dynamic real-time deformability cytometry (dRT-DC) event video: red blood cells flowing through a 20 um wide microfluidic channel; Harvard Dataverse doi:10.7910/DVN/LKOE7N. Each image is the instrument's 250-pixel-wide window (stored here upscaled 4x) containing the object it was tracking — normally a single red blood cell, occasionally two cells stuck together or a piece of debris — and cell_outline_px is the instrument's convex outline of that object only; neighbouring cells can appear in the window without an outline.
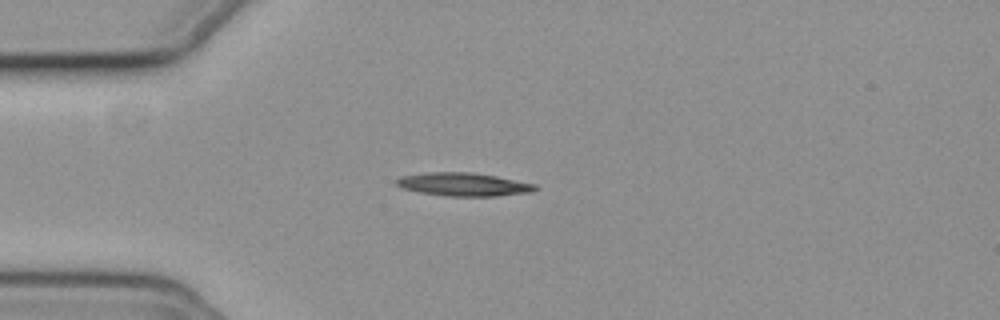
{"species": "common noctule bat (a hibernating species)", "species_latin": "Nyctalus noctula", "temperature_condition": "cold", "stored_images_in_passage": 42, "camera_frame_rate_fps": 3000, "um_per_image_px": 0.085, "animal": {"sex": "female", "body_mass_g": 19.3, "forearm_length_mm": 54.1}, "frame": {"image": 1, "passage_image": 1, "time_ms": 0.0, "image_size_px": [1000, 320], "cell_outline_px": [[536, 188], [532, 192], [496, 196], [448, 196], [420, 192], [404, 188], [396, 184], [396, 180], [404, 176], [428, 172], [472, 172], [496, 176], [536, 184]], "centroid_in_image_um": [39.44, 15.67], "position_along_channel_um": 45.6, "area_um2": 18.55}}
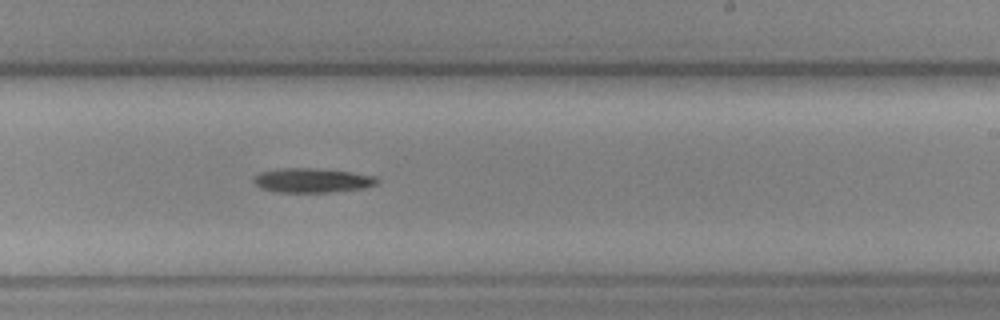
{"frame": {"image": 2, "passage_image": 20, "time_ms": 6.333, "image_size_px": [1000, 320], "cell_outline_px": [[380, 180], [376, 184], [364, 188], [328, 192], [276, 192], [260, 188], [252, 180], [260, 172], [280, 168], [316, 168], [348, 172], [376, 176]], "centroid_in_image_um": [26.53, 15.33], "position_along_channel_um": 262.5, "area_um2": 17.46}}
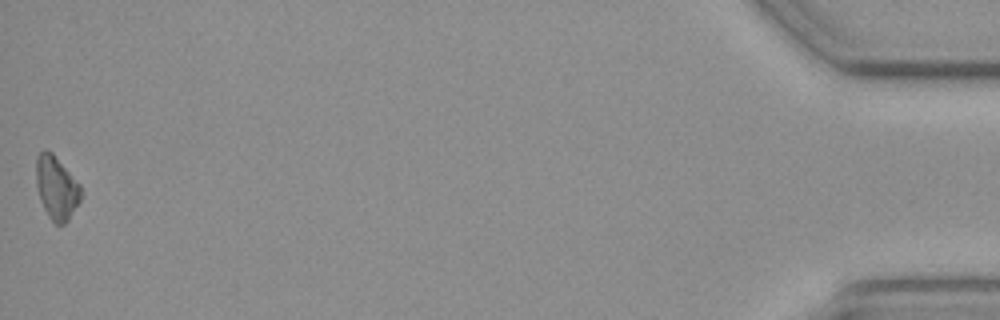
{"frame": {"image": 3, "passage_image": 42, "time_ms": 13.667, "image_size_px": [1000, 320], "cell_outline_px": [[80, 200], [68, 220], [64, 224], [56, 224], [48, 216], [40, 200], [36, 184], [36, 156], [44, 148], [52, 152], [80, 184]], "centroid_in_image_um": [4.78, 15.93], "position_along_channel_um": 430.4, "area_um2": 16.42}}